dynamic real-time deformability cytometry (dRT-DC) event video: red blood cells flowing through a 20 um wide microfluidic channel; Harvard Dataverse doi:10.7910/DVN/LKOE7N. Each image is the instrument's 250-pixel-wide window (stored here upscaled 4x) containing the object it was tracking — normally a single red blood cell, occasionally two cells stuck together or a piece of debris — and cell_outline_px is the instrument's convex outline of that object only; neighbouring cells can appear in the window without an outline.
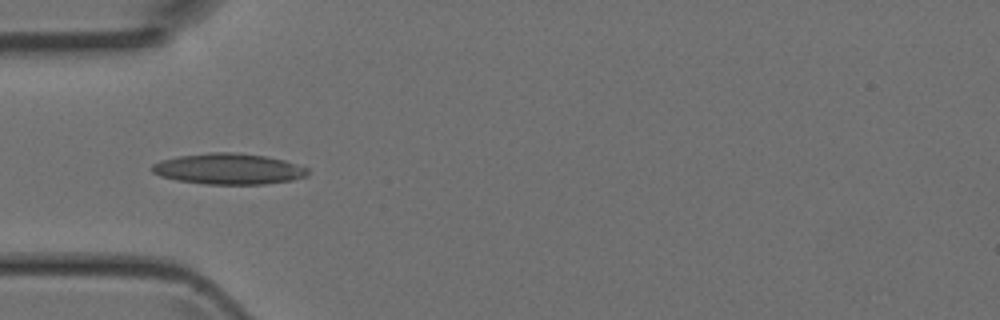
{"species": "Egyptian fruit bat (a non-hibernating species)", "species_latin": "Rousettus aegyptiacus", "temperature_condition": "room temperature", "stored_images_in_passage": 1, "camera_frame_rate_fps": 3000, "um_per_image_px": 0.085, "animal": {"sex": "female"}, "frame": {"image": 1, "passage_image": 1, "time_ms": 0.0, "image_size_px": [1000, 320], "cell_outline_px": [[308, 176], [292, 180], [264, 184], [204, 184], [176, 180], [160, 176], [152, 172], [152, 164], [160, 160], [176, 156], [212, 152], [232, 152], [264, 156], [284, 160], [308, 168]], "centroid_in_image_um": [19.41, 14.36], "position_along_channel_um": 65.6, "area_um2": 28.09}}